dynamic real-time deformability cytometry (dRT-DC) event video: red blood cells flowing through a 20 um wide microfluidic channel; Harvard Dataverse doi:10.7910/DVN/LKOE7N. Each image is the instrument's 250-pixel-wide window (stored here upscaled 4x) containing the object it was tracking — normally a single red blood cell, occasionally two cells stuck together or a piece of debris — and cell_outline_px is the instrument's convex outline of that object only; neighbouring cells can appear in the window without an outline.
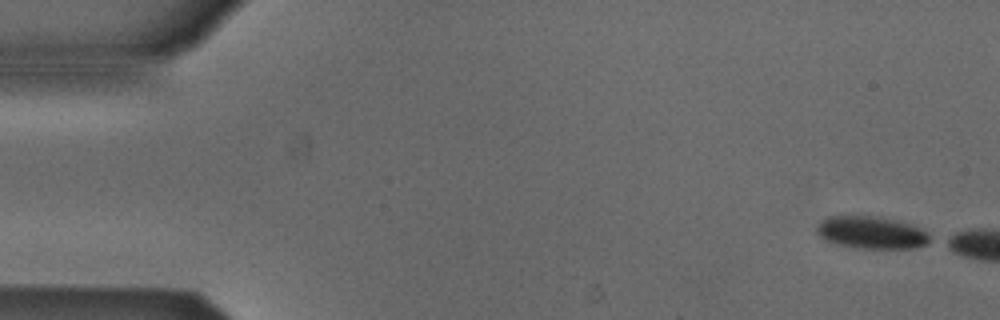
{"species": "Egyptian fruit bat (a non-hibernating species)", "species_latin": "Rousettus aegyptiacus", "temperature_condition": "cold", "stored_images_in_passage": 5, "camera_frame_rate_fps": 3000, "um_per_image_px": 0.085, "animal": {"sex": "male"}, "frame": {"image": 1, "passage_image": 1, "time_ms": 0.0, "image_size_px": [1000, 320], "cell_outline_px": [[932, 240], [924, 244], [912, 248], [856, 248], [828, 240], [820, 236], [816, 232], [816, 228], [820, 220], [828, 216], [876, 216], [896, 220], [912, 224], [928, 232]], "centroid_in_image_um": [74.09, 19.75], "position_along_channel_um": 10.9, "area_um2": 21.21}}